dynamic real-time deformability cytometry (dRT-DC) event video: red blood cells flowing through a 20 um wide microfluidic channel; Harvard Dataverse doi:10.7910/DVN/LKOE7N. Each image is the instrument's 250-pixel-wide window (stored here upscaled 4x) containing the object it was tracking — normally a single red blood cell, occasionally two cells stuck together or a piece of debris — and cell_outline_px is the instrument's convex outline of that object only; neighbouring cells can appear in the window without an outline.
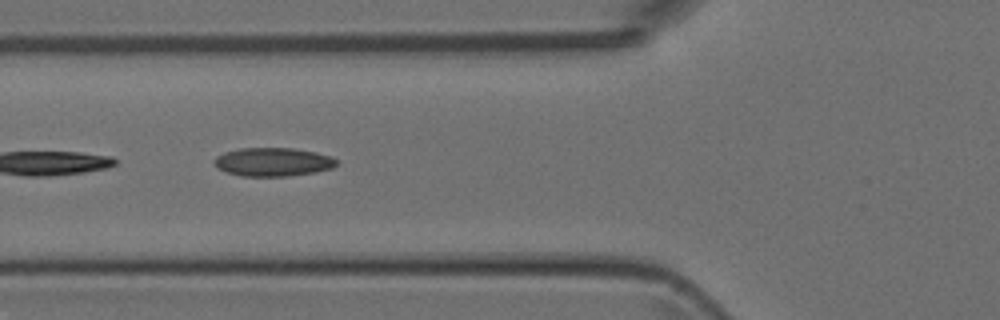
{"species": "Egyptian fruit bat (a non-hibernating species)", "species_latin": "Rousettus aegyptiacus", "temperature_condition": "room temperature", "stored_images_in_passage": 10, "camera_frame_rate_fps": 3000, "um_per_image_px": 0.085, "animal": {"sex": "female"}, "frame": {"image": 1, "passage_image": 6, "time_ms": 6.667, "image_size_px": [1000, 320], "cell_outline_px": [[336, 164], [332, 168], [316, 172], [288, 176], [240, 176], [224, 172], [216, 168], [212, 164], [212, 160], [216, 156], [224, 152], [240, 148], [292, 148], [316, 152], [328, 156], [336, 160]], "centroid_in_image_um": [23.11, 13.77], "position_along_channel_um": 102.7, "area_um2": 20.52}}
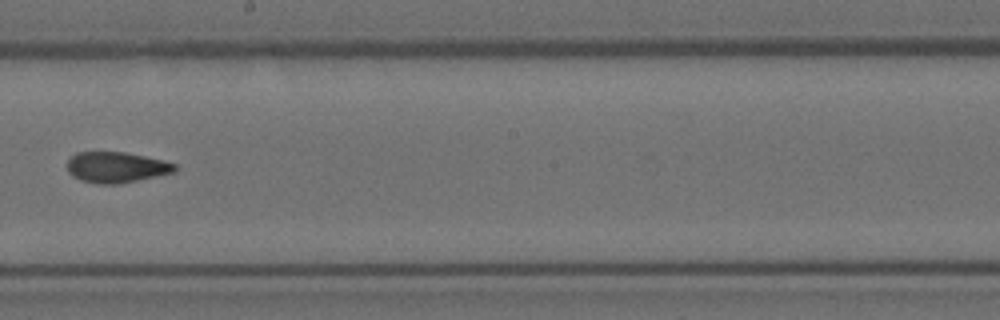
{"frame": {"image": 2, "passage_image": 9, "time_ms": 10.0, "image_size_px": [1000, 320], "cell_outline_px": [[176, 168], [172, 172], [156, 176], [116, 184], [100, 184], [80, 180], [72, 176], [68, 172], [68, 160], [76, 152], [124, 152], [164, 160], [176, 164]], "centroid_in_image_um": [9.85, 14.21], "position_along_channel_um": 238.3, "area_um2": 19.07}}
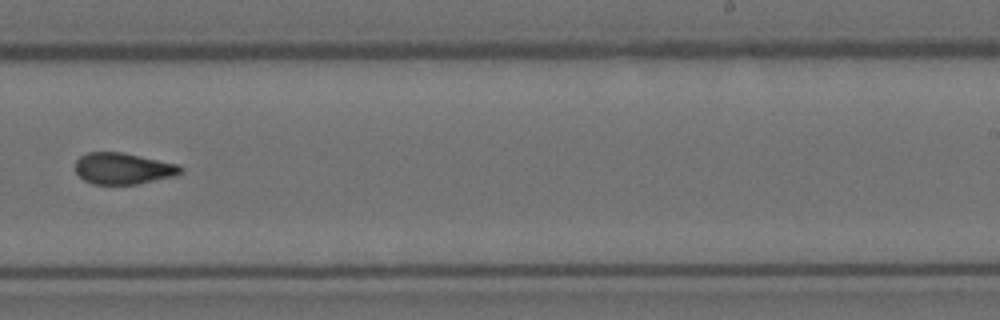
{"frame": {"image": 3, "passage_image": 10, "time_ms": 11.0, "image_size_px": [1000, 320], "cell_outline_px": [[184, 168], [180, 172], [172, 176], [136, 184], [92, 184], [84, 180], [76, 172], [76, 160], [80, 156], [88, 152], [120, 152], [180, 164]], "centroid_in_image_um": [10.45, 14.32], "position_along_channel_um": 278.6, "area_um2": 19.07}}